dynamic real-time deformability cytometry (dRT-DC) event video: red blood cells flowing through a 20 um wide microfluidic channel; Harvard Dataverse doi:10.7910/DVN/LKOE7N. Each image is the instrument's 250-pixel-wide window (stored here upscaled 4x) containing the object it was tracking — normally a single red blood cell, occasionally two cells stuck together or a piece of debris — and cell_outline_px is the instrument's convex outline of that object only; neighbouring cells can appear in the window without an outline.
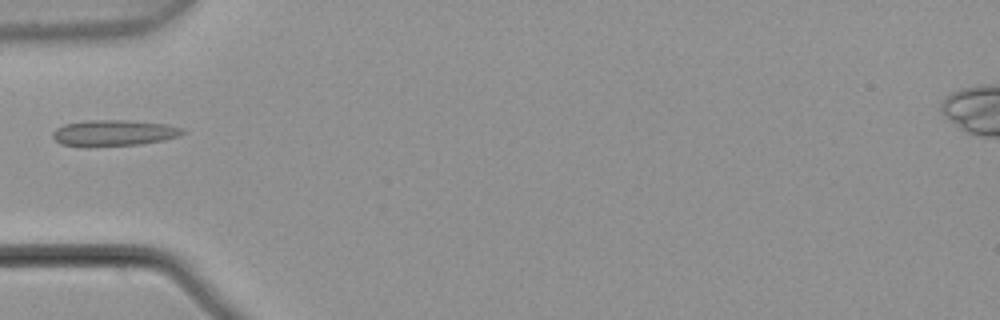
{"species": "common noctule bat (a hibernating species)", "species_latin": "Nyctalus noctula", "temperature_condition": "warm", "stored_images_in_passage": 1, "camera_frame_rate_fps": 3000, "um_per_image_px": 0.085, "animal": {"sex": "male", "body_mass_g": 21.5, "forearm_length_mm": 52.0}, "frame": {"image": 1, "passage_image": 1, "time_ms": 0.0, "image_size_px": [1000, 320], "cell_outline_px": [[188, 132], [180, 136], [164, 140], [140, 144], [60, 144], [52, 136], [52, 132], [56, 128], [64, 124], [84, 120], [128, 120], [168, 124], [184, 128]], "centroid_in_image_um": [9.78, 11.25], "position_along_channel_um": 75.2, "area_um2": 19.25}}